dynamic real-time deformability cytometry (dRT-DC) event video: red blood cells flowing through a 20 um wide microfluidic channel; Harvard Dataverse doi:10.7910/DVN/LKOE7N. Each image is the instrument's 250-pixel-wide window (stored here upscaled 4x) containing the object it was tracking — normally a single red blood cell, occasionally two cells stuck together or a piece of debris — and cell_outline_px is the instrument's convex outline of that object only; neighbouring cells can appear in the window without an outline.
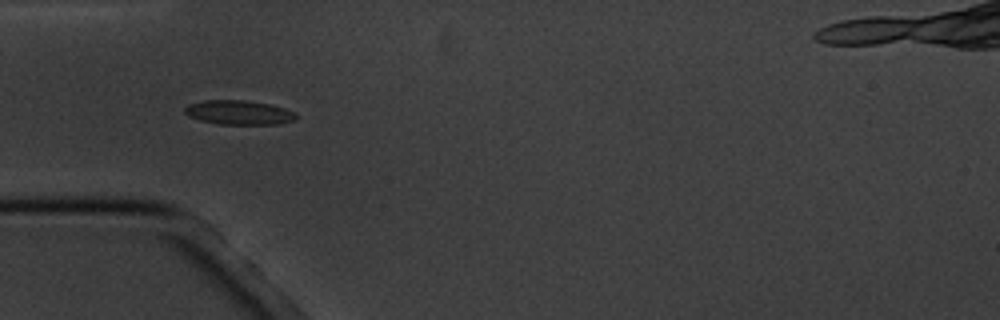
{"species": "common noctule bat (a hibernating species)", "species_latin": "Nyctalus noctula", "temperature_condition": "cold", "stored_images_in_passage": 6, "camera_frame_rate_fps": 3000, "um_per_image_px": 0.085, "animal": {"sex": "male", "body_mass_g": 20.1, "forearm_length_mm": 53.5}, "frame": {"image": 1, "passage_image": 5, "time_ms": 4.667, "image_size_px": [1000, 320], "cell_outline_px": [[296, 120], [280, 124], [220, 124], [200, 120], [188, 116], [184, 112], [184, 108], [188, 104], [204, 100], [244, 100], [268, 104], [284, 108], [296, 112]], "centroid_in_image_um": [20.3, 9.56], "position_along_channel_um": 64.7, "area_um2": 15.78}}
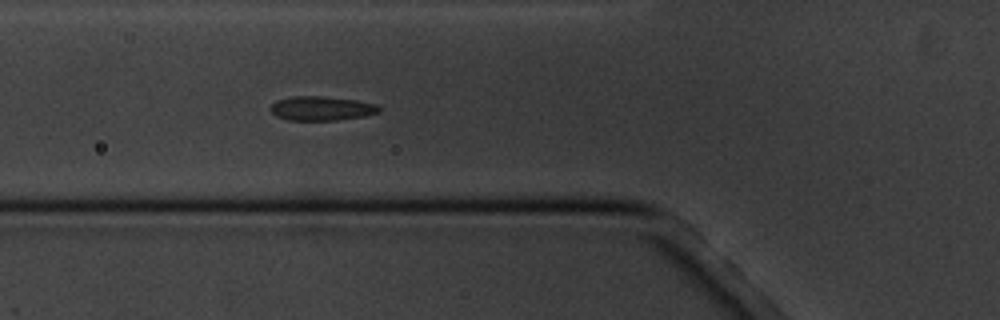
{"frame": {"image": 2, "passage_image": 6, "time_ms": 5.667, "image_size_px": [1000, 320], "cell_outline_px": [[380, 112], [364, 116], [336, 120], [288, 120], [276, 116], [268, 108], [276, 100], [292, 96], [324, 96], [356, 100], [376, 104], [380, 108]], "centroid_in_image_um": [27.3, 9.21], "position_along_channel_um": 98.5, "area_um2": 15.37}}